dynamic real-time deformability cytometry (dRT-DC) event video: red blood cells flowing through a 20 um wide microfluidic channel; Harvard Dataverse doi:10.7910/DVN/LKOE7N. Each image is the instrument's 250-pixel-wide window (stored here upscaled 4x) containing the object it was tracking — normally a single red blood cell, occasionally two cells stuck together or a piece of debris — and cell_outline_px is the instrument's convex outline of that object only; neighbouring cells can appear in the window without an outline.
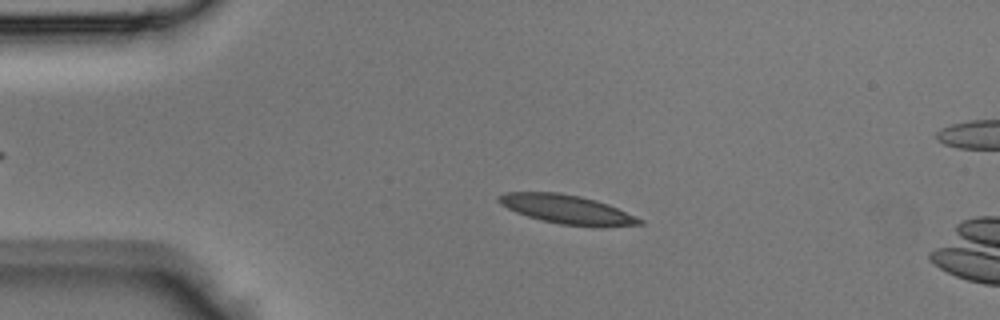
{"species": "Egyptian fruit bat (a non-hibernating species)", "species_latin": "Rousettus aegyptiacus", "temperature_condition": "room temperature", "stored_images_in_passage": 7, "camera_frame_rate_fps": 3000, "um_per_image_px": 0.085, "animal": {"sex": "male"}, "frame": {"image": 1, "passage_image": 3, "time_ms": 0.667, "image_size_px": [1000, 320], "cell_outline_px": [[644, 224], [600, 228], [560, 224], [528, 216], [516, 212], [500, 204], [496, 200], [496, 196], [504, 192], [556, 192], [580, 196], [596, 200], [608, 204], [644, 220]], "centroid_in_image_um": [48.21, 17.81], "position_along_channel_um": 36.8, "area_um2": 23.93}}